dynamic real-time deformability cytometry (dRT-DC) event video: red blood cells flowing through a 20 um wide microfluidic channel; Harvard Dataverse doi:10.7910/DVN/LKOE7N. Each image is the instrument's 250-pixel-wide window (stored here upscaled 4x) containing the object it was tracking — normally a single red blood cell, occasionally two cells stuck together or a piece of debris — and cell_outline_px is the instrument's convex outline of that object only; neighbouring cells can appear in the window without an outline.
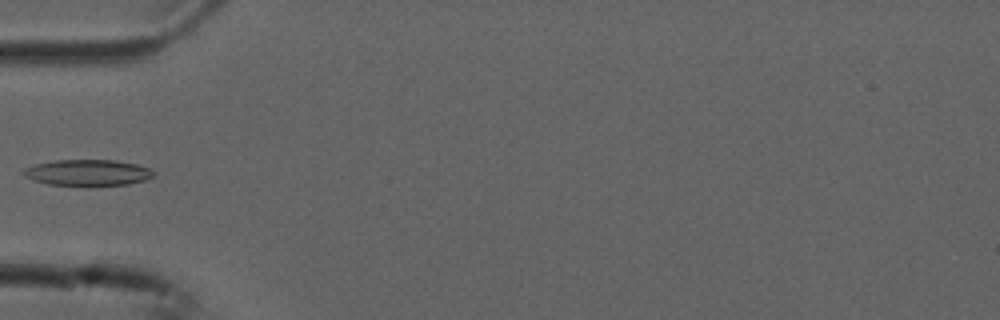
{"species": "common noctule bat (a hibernating species)", "species_latin": "Nyctalus noctula", "temperature_condition": "cold", "stored_images_in_passage": 5, "camera_frame_rate_fps": 3000, "um_per_image_px": 0.085, "animal": {"sex": "male", "forearm_length_mm": 52.5}, "frame": {"image": 1, "passage_image": 4, "time_ms": 1.0, "image_size_px": [1000, 320], "cell_outline_px": [[156, 176], [144, 180], [128, 184], [48, 184], [24, 176], [20, 172], [24, 168], [36, 164], [56, 160], [116, 160], [136, 164], [148, 168], [156, 172]], "centroid_in_image_um": [7.47, 14.65], "position_along_channel_um": 77.5, "area_um2": 19.36}}
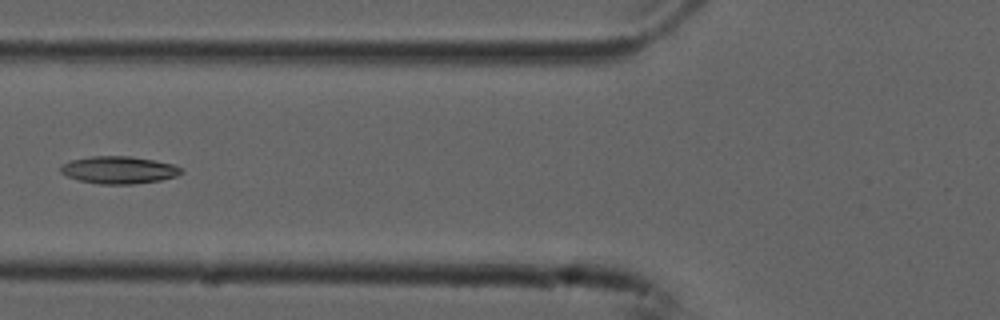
{"frame": {"image": 2, "passage_image": 5, "time_ms": 1.333, "image_size_px": [1000, 320], "cell_outline_px": [[184, 172], [176, 176], [160, 180], [132, 184], [100, 184], [80, 180], [68, 176], [60, 172], [60, 164], [72, 160], [92, 156], [128, 156], [152, 160], [172, 164], [184, 168]], "centroid_in_image_um": [10.11, 14.44], "position_along_channel_um": 115.7, "area_um2": 19.13}}